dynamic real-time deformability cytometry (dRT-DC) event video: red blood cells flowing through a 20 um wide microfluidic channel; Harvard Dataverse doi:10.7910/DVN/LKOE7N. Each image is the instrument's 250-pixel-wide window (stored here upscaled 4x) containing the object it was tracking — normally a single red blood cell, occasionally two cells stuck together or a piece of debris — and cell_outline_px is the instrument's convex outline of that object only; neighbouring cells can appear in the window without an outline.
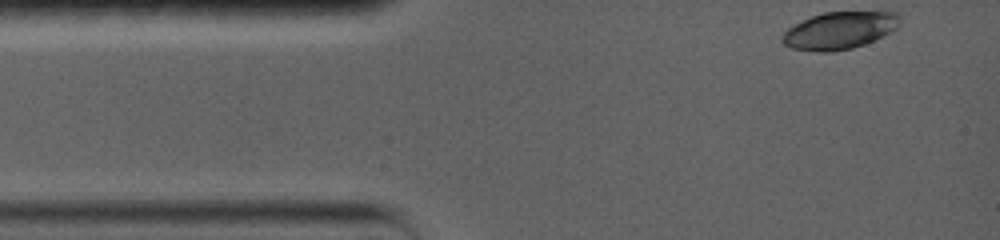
{"species": "common noctule bat (a hibernating species)", "species_latin": "Nyctalus noctula", "temperature_condition": "warm", "stored_images_in_passage": 40, "camera_frame_rate_fps": 5000, "um_per_image_px": 0.085, "animal": {"sex": "female", "body_mass_g": 19.0, "forearm_length_mm": 56.7}, "frame": {"image": 1, "passage_image": 1, "time_ms": 0.0, "image_size_px": [1000, 240], "cell_outline_px": [[900, 24], [896, 28], [864, 44], [852, 48], [832, 52], [824, 52], [792, 48], [784, 44], [780, 40], [784, 32], [788, 28], [812, 16], [824, 12], [896, 12], [900, 16]], "centroid_in_image_um": [71.34, 2.59], "position_along_channel_um": 13.7, "area_um2": 25.14}}
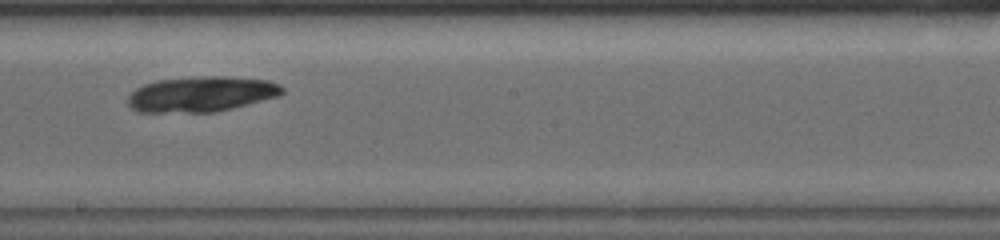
{"frame": {"image": 2, "passage_image": 23, "time_ms": 7.4, "image_size_px": [1000, 240], "cell_outline_px": [[284, 92], [280, 96], [216, 112], [136, 112], [128, 104], [128, 96], [136, 88], [144, 84], [156, 80], [192, 76], [224, 76], [268, 80], [280, 84], [284, 88]], "centroid_in_image_um": [17.12, 7.99], "position_along_channel_um": 231.1, "area_um2": 32.14}}
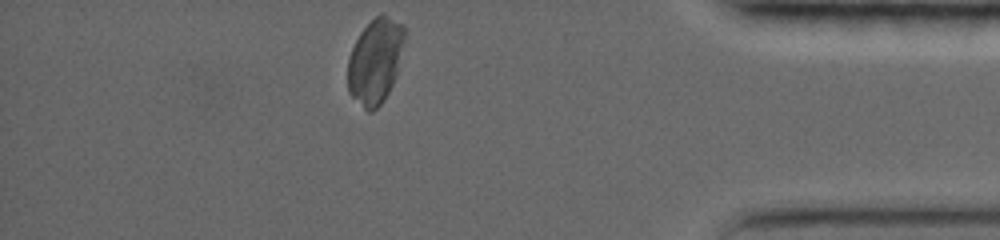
{"frame": {"image": 3, "passage_image": 40, "time_ms": 13.0, "image_size_px": [1000, 240], "cell_outline_px": [[408, 28], [396, 76], [384, 100], [372, 112], [368, 112], [348, 92], [348, 56], [360, 32], [380, 12], [404, 24]], "centroid_in_image_um": [31.93, 5.15], "position_along_channel_um": 403.3, "area_um2": 28.44}}